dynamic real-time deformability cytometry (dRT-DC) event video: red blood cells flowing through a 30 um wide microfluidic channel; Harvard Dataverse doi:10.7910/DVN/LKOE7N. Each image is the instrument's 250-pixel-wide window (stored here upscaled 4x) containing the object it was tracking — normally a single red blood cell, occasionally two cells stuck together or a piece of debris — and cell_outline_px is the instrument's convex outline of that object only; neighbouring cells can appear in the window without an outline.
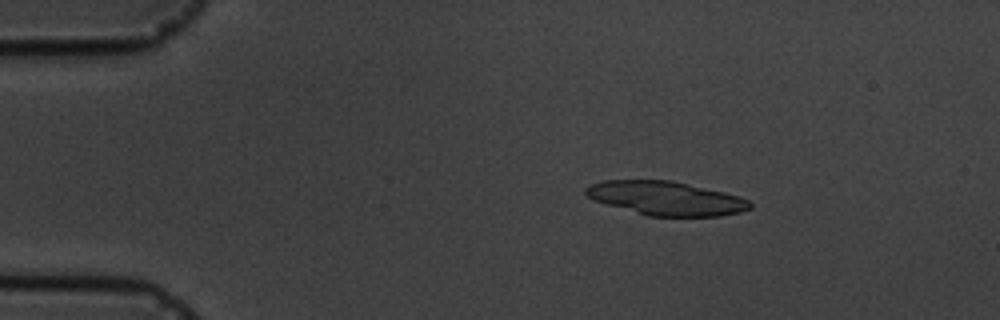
{"species": "common noctule bat (a hibernating species)", "species_latin": "Nyctalus noctula", "temperature_condition": "cold", "stored_images_in_passage": 4, "camera_frame_rate_fps": 3000, "um_per_image_px": 0.085, "animal": {"sex": "male", "body_mass_g": 19.5, "forearm_length_mm": 54.6}, "frame": {"image": 1, "passage_image": 2, "time_ms": 1.333, "image_size_px": [1000, 320], "cell_outline_px": [[752, 208], [740, 212], [720, 216], [648, 216], [608, 204], [596, 200], [588, 196], [584, 192], [584, 188], [588, 184], [604, 180], [672, 180], [724, 192], [740, 196], [748, 200], [752, 204]], "centroid_in_image_um": [56.63, 16.84], "position_along_channel_um": 28.4, "area_um2": 32.31}}